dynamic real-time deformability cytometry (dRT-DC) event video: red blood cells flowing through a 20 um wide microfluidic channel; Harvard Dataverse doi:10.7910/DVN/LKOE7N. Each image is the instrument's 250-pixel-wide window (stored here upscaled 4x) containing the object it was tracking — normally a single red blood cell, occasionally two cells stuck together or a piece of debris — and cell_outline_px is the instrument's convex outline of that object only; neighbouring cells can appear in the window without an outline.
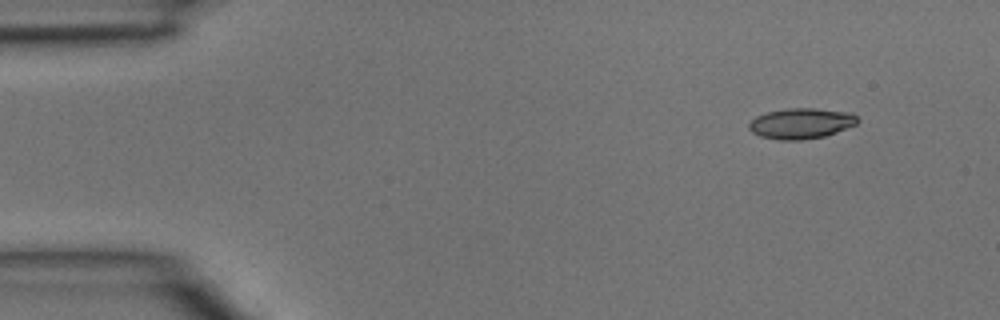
{"species": "common noctule bat (a hibernating species)", "species_latin": "Nyctalus noctula", "temperature_condition": "room temperature", "stored_images_in_passage": 3, "camera_frame_rate_fps": 3000, "um_per_image_px": 0.085, "animal": {"sex": "male", "body_mass_g": 15.6}, "frame": {"image": 1, "passage_image": 1, "time_ms": 0.0, "image_size_px": [1000, 320], "cell_outline_px": [[860, 120], [856, 124], [836, 132], [824, 136], [800, 140], [780, 140], [760, 136], [752, 132], [748, 128], [748, 124], [756, 116], [768, 112], [788, 108], [816, 108], [852, 112]], "centroid_in_image_um": [68.1, 10.48], "position_along_channel_um": 16.9, "area_um2": 19.36}}